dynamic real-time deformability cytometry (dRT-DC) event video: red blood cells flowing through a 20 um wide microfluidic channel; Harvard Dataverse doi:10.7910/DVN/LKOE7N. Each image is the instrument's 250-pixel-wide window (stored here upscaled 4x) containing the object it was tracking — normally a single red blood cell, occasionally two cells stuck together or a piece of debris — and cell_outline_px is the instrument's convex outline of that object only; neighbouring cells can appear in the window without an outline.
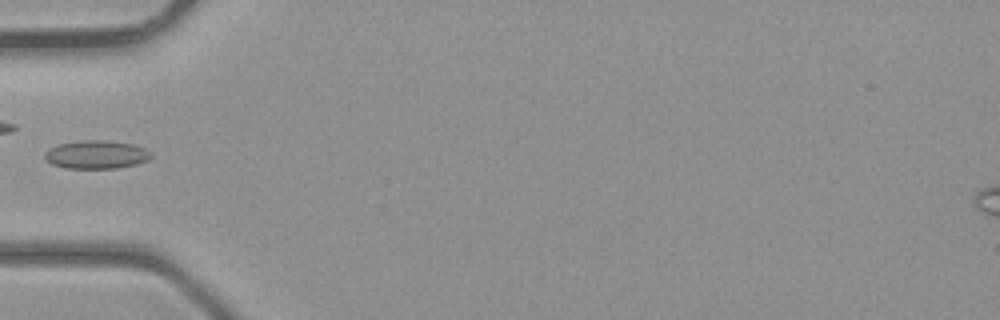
{"species": "common noctule bat (a hibernating species)", "species_latin": "Nyctalus noctula", "temperature_condition": "room temperature", "stored_images_in_passage": 3, "camera_frame_rate_fps": 3000, "um_per_image_px": 0.085, "animal": {"sex": "male", "body_mass_g": 23.1, "forearm_length_mm": 52.7}, "frame": {"image": 1, "passage_image": 3, "time_ms": 2.333, "image_size_px": [1000, 320], "cell_outline_px": [[152, 156], [148, 160], [136, 164], [116, 168], [64, 168], [52, 164], [44, 160], [44, 152], [48, 148], [60, 144], [84, 140], [104, 140], [132, 144], [144, 148]], "centroid_in_image_um": [8.14, 13.14], "position_along_channel_um": 76.9, "area_um2": 17.46}}